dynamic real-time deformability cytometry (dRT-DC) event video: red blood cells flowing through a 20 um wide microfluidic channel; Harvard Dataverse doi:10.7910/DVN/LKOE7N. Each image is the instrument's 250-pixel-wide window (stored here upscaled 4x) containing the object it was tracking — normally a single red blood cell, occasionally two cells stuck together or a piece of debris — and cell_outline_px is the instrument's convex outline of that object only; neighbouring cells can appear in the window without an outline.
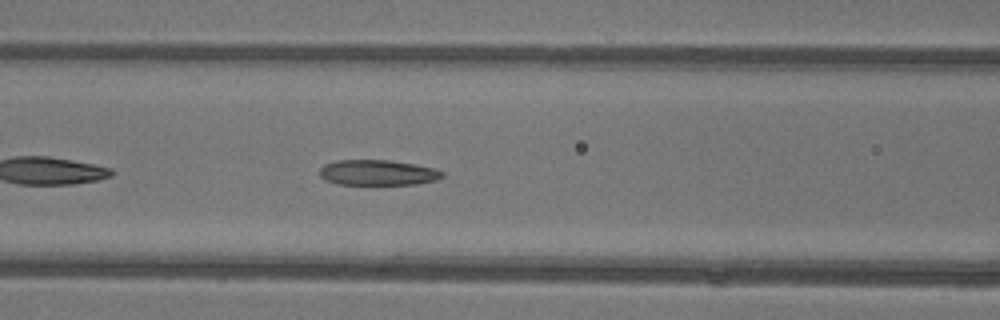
{"species": "common noctule bat (a hibernating species)", "species_latin": "Nyctalus noctula", "temperature_condition": "warm", "stored_images_in_passage": 29, "camera_frame_rate_fps": 3000, "um_per_image_px": 0.085, "animal": {"sex": "female"}, "frame": {"image": 1, "passage_image": 8, "time_ms": 2.333, "image_size_px": [1000, 320], "cell_outline_px": [[444, 176], [436, 180], [416, 184], [336, 184], [324, 180], [320, 176], [320, 168], [324, 164], [336, 160], [388, 160], [416, 164], [436, 168], [444, 172]], "centroid_in_image_um": [32.11, 14.67], "position_along_channel_um": 134.5, "area_um2": 18.32}}
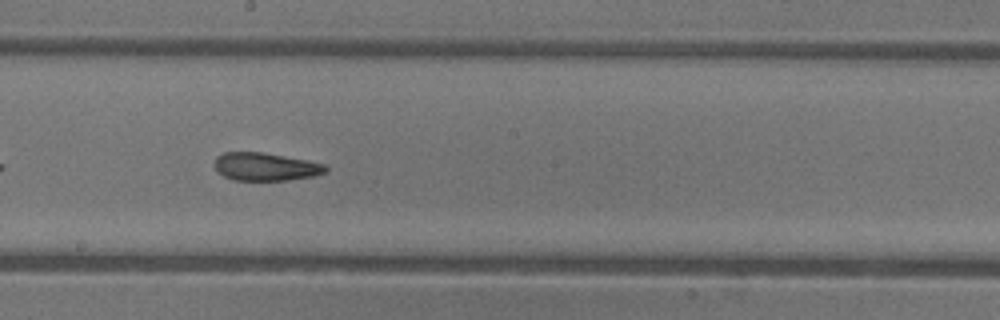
{"frame": {"image": 2, "passage_image": 15, "time_ms": 4.667, "image_size_px": [1000, 320], "cell_outline_px": [[328, 172], [312, 176], [288, 180], [232, 180], [216, 172], [212, 164], [216, 156], [224, 152], [260, 152], [304, 160], [324, 164], [328, 168]], "centroid_in_image_um": [22.49, 14.18], "position_along_channel_um": 225.7, "area_um2": 18.15}}
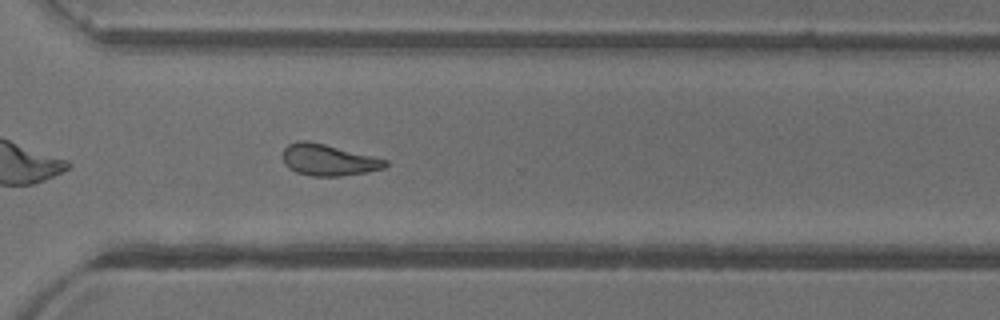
{"frame": {"image": 3, "passage_image": 24, "time_ms": 7.667, "image_size_px": [1000, 320], "cell_outline_px": [[388, 164], [384, 168], [364, 172], [340, 176], [312, 176], [296, 172], [288, 168], [284, 164], [284, 148], [288, 144], [296, 140], [308, 140], [388, 160]], "centroid_in_image_um": [27.88, 13.59], "position_along_channel_um": 342.7, "area_um2": 18.61}}